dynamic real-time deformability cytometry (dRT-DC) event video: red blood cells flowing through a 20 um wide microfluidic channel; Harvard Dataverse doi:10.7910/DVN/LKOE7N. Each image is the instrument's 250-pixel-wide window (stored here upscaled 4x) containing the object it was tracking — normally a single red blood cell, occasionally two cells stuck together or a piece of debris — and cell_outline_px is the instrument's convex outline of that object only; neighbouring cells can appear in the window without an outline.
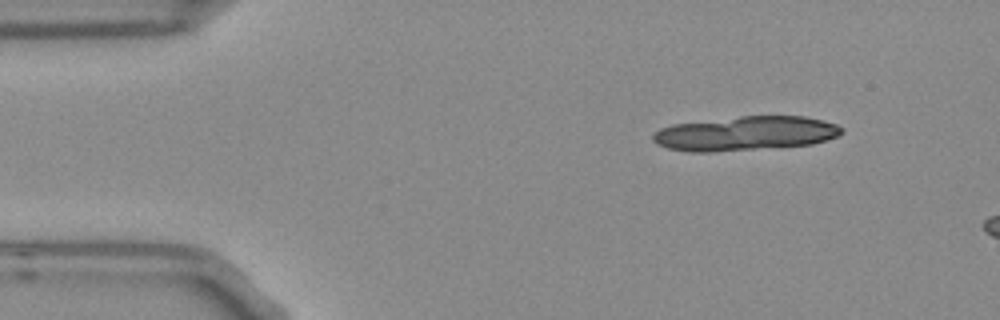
{"species": "Egyptian fruit bat (a non-hibernating species)", "species_latin": "Rousettus aegyptiacus", "temperature_condition": "room temperature", "stored_images_in_passage": 3, "camera_frame_rate_fps": 3000, "um_per_image_px": 0.085, "frame": {"image": 1, "passage_image": 1, "time_ms": 0.0, "image_size_px": [1000, 320], "cell_outline_px": [[844, 132], [840, 136], [812, 144], [712, 152], [688, 152], [668, 148], [656, 144], [652, 140], [652, 132], [660, 128], [672, 124], [740, 116], [804, 116], [824, 120], [836, 124], [844, 128]], "centroid_in_image_um": [63.35, 11.34], "position_along_channel_um": 21.6, "area_um2": 37.97}}